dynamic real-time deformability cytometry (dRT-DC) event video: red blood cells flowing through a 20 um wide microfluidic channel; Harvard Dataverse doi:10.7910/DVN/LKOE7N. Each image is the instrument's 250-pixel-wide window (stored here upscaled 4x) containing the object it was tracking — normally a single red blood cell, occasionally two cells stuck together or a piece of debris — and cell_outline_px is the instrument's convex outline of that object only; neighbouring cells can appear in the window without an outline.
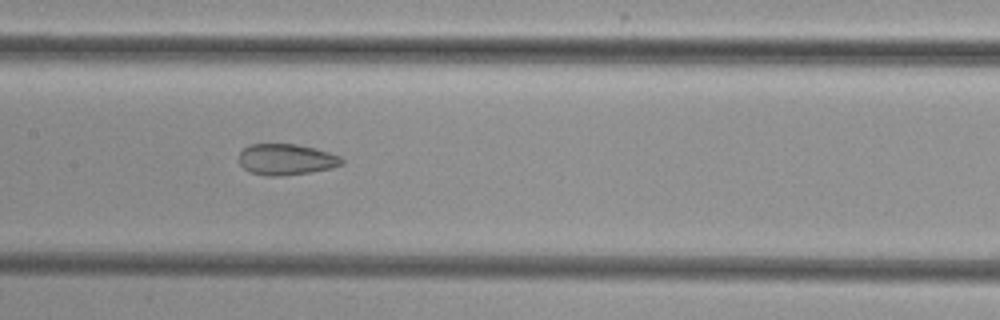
{"species": "common noctule bat (a hibernating species)", "species_latin": "Nyctalus noctula", "temperature_condition": "cold", "stored_images_in_passage": 53, "segment_of_instrument_passage": [2, 2], "camera_frame_rate_fps": 3000, "um_per_image_px": 0.085, "animal": {"sex": "female", "body_mass_g": 29.2, "forearm_length_mm": 56.3}, "frame": {"image": 1, "passage_image": 27, "time_ms": 8.667, "image_size_px": [1000, 320], "cell_outline_px": [[344, 164], [332, 168], [308, 172], [280, 176], [264, 176], [252, 172], [244, 168], [240, 164], [236, 156], [248, 144], [296, 144], [316, 148], [340, 156], [344, 160]], "centroid_in_image_um": [24.31, 13.54], "position_along_channel_um": 183.1, "area_um2": 18.79}}
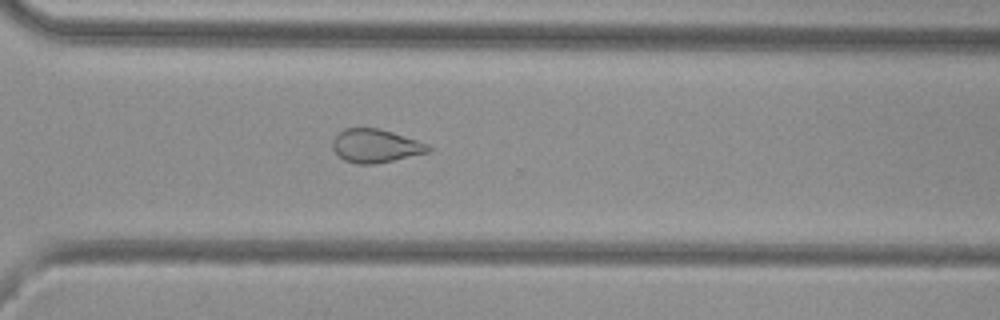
{"frame": {"image": 2, "passage_image": 39, "time_ms": 12.667, "image_size_px": [1000, 320], "cell_outline_px": [[432, 148], [428, 152], [376, 164], [356, 164], [344, 160], [332, 148], [332, 140], [344, 128], [380, 128], [432, 144]], "centroid_in_image_um": [31.96, 12.39], "position_along_channel_um": 338.6, "area_um2": 18.79}}
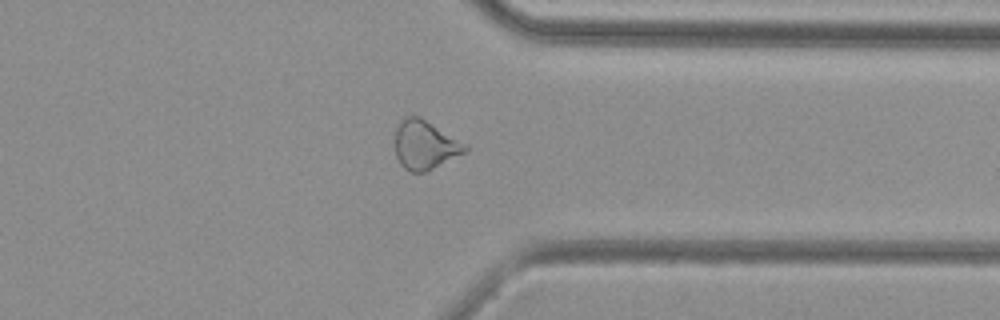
{"frame": {"image": 3, "passage_image": 42, "time_ms": 13.667, "image_size_px": [1000, 320], "cell_outline_px": [[468, 152], [424, 172], [412, 172], [404, 168], [400, 164], [396, 156], [396, 128], [400, 120], [408, 116], [420, 116], [468, 144]], "centroid_in_image_um": [36.16, 12.31], "position_along_channel_um": 375.2, "area_um2": 20.11}}